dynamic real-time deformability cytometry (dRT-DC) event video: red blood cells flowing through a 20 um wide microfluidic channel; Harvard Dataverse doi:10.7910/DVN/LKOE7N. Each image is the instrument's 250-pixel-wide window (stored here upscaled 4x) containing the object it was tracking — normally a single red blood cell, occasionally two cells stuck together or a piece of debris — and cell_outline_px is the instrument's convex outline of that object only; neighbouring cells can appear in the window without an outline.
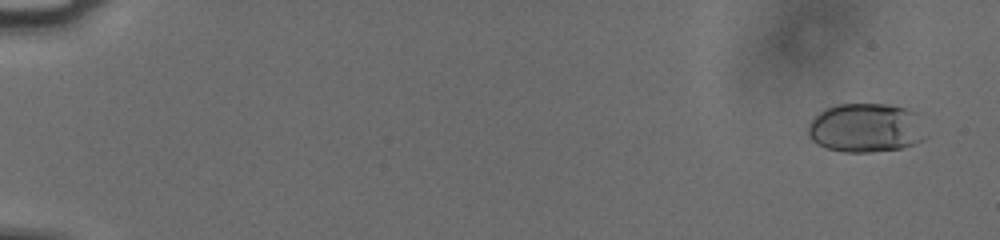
{"species": "human", "species_latin": "Homo sapiens", "temperature_condition": "cold", "stored_images_in_passage": 57, "camera_frame_rate_fps": 3000, "um_per_image_px": 0.085, "donor": {"sex": "male"}, "frame": {"image": 1, "passage_image": 4, "time_ms": 1.0, "image_size_px": [1000, 240], "cell_outline_px": [[928, 136], [924, 140], [900, 148], [872, 152], [844, 152], [828, 148], [816, 144], [808, 136], [808, 124], [824, 108], [840, 104], [888, 104], [908, 108], [916, 112]], "centroid_in_image_um": [73.62, 10.86], "position_along_channel_um": 11.4, "area_um2": 33.99}}
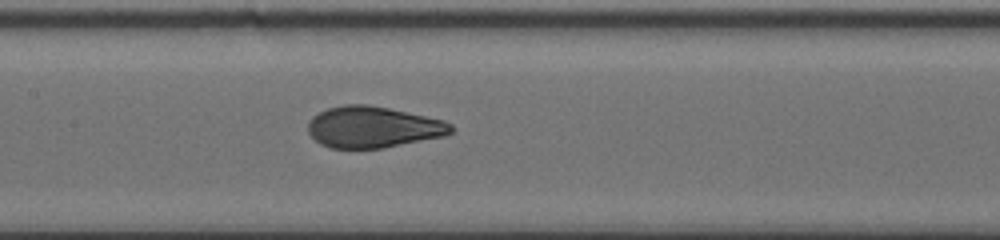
{"frame": {"image": 2, "passage_image": 31, "time_ms": 10.0, "image_size_px": [1000, 240], "cell_outline_px": [[452, 132], [444, 136], [384, 148], [332, 148], [320, 144], [308, 132], [308, 120], [312, 116], [328, 108], [344, 104], [368, 104], [388, 108], [444, 120], [452, 124]], "centroid_in_image_um": [31.69, 10.8], "position_along_channel_um": 175.7, "area_um2": 34.39}}
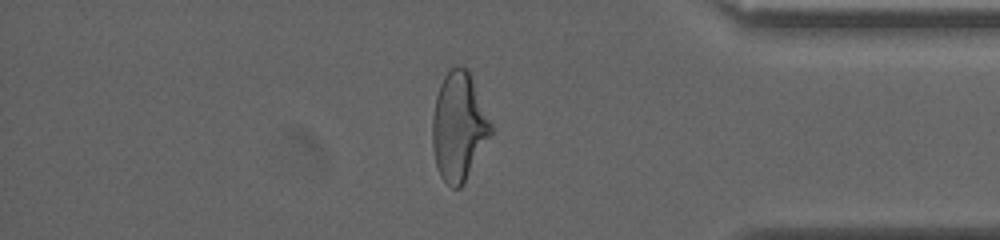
{"frame": {"image": 3, "passage_image": 50, "time_ms": 16.333, "image_size_px": [1000, 240], "cell_outline_px": [[492, 132], [464, 184], [460, 188], [452, 188], [440, 176], [436, 164], [432, 148], [432, 116], [436, 96], [440, 84], [444, 76], [456, 64], [460, 64], [468, 68], [492, 124]], "centroid_in_image_um": [38.98, 10.74], "position_along_channel_um": 396.2, "area_um2": 37.05}}